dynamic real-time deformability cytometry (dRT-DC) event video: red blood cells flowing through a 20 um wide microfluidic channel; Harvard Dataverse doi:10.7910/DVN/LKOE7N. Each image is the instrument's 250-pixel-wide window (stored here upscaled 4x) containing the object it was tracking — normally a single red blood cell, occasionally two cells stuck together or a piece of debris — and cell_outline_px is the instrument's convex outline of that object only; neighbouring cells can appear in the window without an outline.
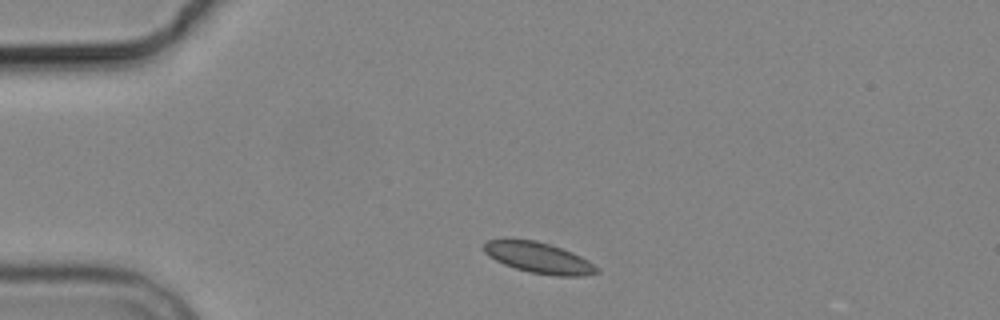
{"species": "common noctule bat (a hibernating species)", "species_latin": "Nyctalus noctula", "temperature_condition": "cold", "stored_images_in_passage": 2, "camera_frame_rate_fps": 3000, "um_per_image_px": 0.085, "animal": {"sex": "male", "body_mass_g": 19.2, "forearm_length_mm": 51.8}, "frame": {"image": 1, "passage_image": 1, "time_ms": 0.0, "image_size_px": [1000, 320], "cell_outline_px": [[600, 272], [584, 276], [556, 276], [532, 272], [516, 268], [504, 264], [488, 256], [484, 252], [484, 244], [488, 240], [536, 240], [572, 252], [588, 260], [600, 268]], "centroid_in_image_um": [45.84, 21.93], "position_along_channel_um": 39.2, "area_um2": 20.0}}